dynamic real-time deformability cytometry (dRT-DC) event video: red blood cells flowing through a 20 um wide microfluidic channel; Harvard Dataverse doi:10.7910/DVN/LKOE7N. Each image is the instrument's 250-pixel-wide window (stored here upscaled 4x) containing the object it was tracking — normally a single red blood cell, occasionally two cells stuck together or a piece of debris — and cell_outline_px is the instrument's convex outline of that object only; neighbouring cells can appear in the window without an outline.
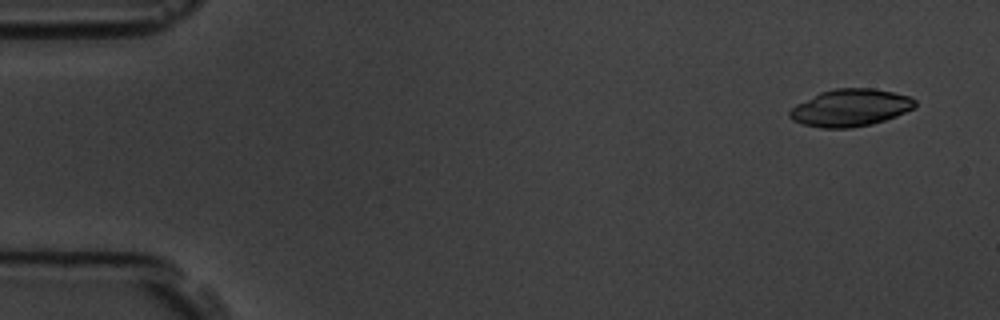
{"species": "common noctule bat (a hibernating species)", "species_latin": "Nyctalus noctula", "temperature_condition": "room temperature", "stored_images_in_passage": 8, "camera_frame_rate_fps": 3000, "um_per_image_px": 0.085, "animal": {"sex": "male", "body_mass_g": 19.5, "forearm_length_mm": 54.6}, "frame": {"image": 1, "passage_image": 1, "time_ms": 0.0, "image_size_px": [1000, 320], "cell_outline_px": [[916, 108], [896, 116], [872, 124], [848, 128], [820, 128], [804, 124], [792, 120], [788, 116], [788, 112], [796, 104], [820, 92], [836, 88], [876, 88], [908, 96], [916, 100]], "centroid_in_image_um": [72.29, 9.16], "position_along_channel_um": 12.7, "area_um2": 27.28}}
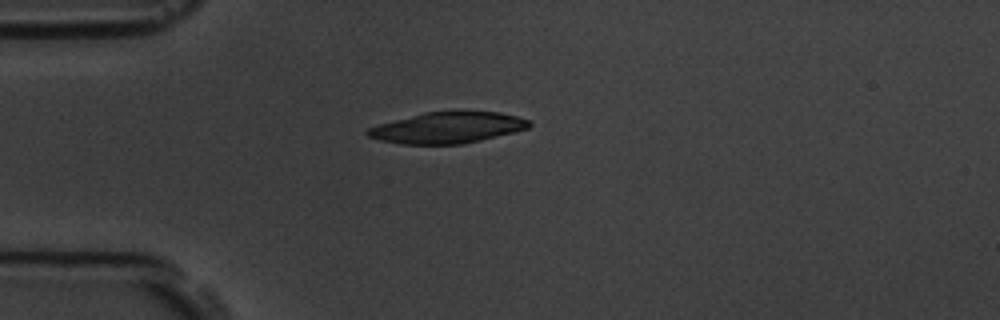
{"frame": {"image": 2, "passage_image": 4, "time_ms": 3.667, "image_size_px": [1000, 320], "cell_outline_px": [[532, 124], [528, 128], [516, 132], [464, 144], [400, 144], [380, 140], [368, 136], [364, 132], [368, 128], [380, 124], [424, 112], [456, 108], [500, 112], [516, 116], [528, 120]], "centroid_in_image_um": [38.09, 10.81], "position_along_channel_um": 46.9, "area_um2": 30.17}}